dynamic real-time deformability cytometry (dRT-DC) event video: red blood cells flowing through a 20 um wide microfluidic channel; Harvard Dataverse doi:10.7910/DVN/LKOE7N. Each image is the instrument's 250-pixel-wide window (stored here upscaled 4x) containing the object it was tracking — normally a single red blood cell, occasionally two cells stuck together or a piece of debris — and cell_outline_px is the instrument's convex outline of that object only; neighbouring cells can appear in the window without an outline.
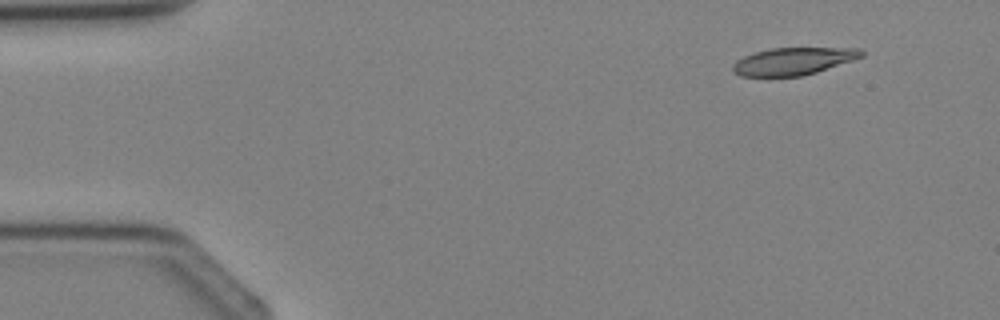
{"species": "Egyptian fruit bat (a non-hibernating species)", "species_latin": "Rousettus aegyptiacus", "temperature_condition": "cold", "stored_images_in_passage": 3, "camera_frame_rate_fps": 3000, "um_per_image_px": 0.085, "animal": {"sex": "female"}, "frame": {"image": 1, "passage_image": 1, "time_ms": 0.0, "image_size_px": [1000, 320], "cell_outline_px": [[864, 56], [816, 72], [800, 76], [740, 76], [732, 72], [732, 64], [736, 60], [744, 56], [756, 52], [772, 48], [860, 48], [864, 52]], "centroid_in_image_um": [67.4, 5.2], "position_along_channel_um": 17.6, "area_um2": 20.4}}